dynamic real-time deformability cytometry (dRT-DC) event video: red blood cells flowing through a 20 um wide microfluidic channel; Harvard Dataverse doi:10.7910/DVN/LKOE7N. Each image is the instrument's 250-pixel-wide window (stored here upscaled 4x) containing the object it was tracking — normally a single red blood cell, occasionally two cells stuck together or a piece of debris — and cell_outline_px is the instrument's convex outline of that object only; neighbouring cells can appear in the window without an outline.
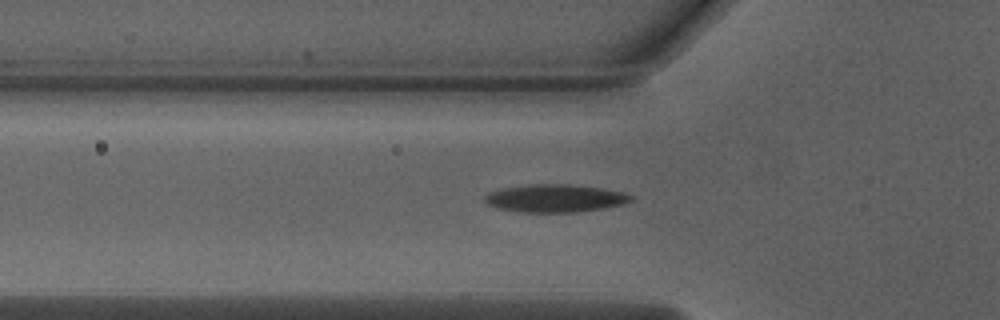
{"species": "Egyptian fruit bat (a non-hibernating species)", "species_latin": "Rousettus aegyptiacus", "temperature_condition": "warm", "stored_images_in_passage": 36, "camera_frame_rate_fps": 3000, "um_per_image_px": 0.085, "animal": {"sex": "male"}, "frame": {"image": 1, "passage_image": 5, "time_ms": 1.333, "image_size_px": [1000, 320], "cell_outline_px": [[632, 200], [624, 204], [576, 212], [524, 212], [500, 208], [488, 204], [484, 200], [484, 196], [488, 192], [508, 188], [532, 184], [568, 184], [604, 188], [624, 192], [632, 196]], "centroid_in_image_um": [47.22, 16.84], "position_along_channel_um": 78.6, "area_um2": 23.35}}
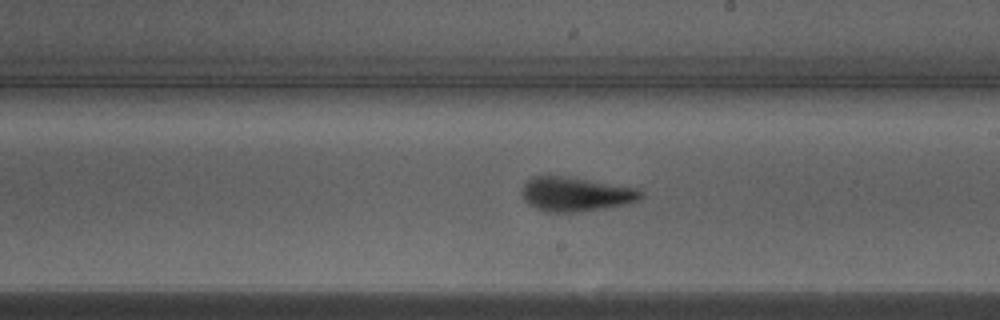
{"frame": {"image": 2, "passage_image": 17, "time_ms": 5.333, "image_size_px": [1000, 320], "cell_outline_px": [[644, 196], [636, 200], [620, 204], [600, 208], [572, 212], [544, 212], [528, 204], [520, 196], [520, 192], [524, 184], [532, 176], [560, 176], [636, 188], [644, 192]], "centroid_in_image_um": [48.83, 16.5], "position_along_channel_um": 240.2, "area_um2": 23.18}}
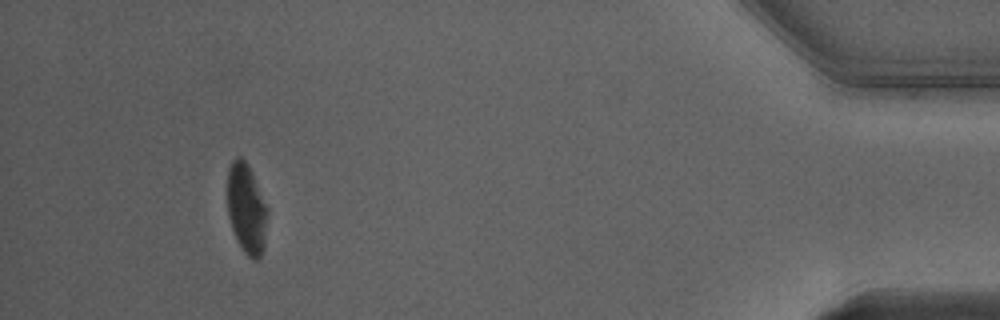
{"frame": {"image": 3, "passage_image": 35, "time_ms": 11.333, "image_size_px": [1000, 320], "cell_outline_px": [[268, 212], [264, 248], [260, 256], [256, 260], [252, 260], [244, 252], [236, 240], [228, 216], [228, 168], [232, 160], [236, 156], [240, 156], [248, 164], [252, 172], [268, 208]], "centroid_in_image_um": [20.96, 17.74], "position_along_channel_um": 414.2, "area_um2": 21.21}}